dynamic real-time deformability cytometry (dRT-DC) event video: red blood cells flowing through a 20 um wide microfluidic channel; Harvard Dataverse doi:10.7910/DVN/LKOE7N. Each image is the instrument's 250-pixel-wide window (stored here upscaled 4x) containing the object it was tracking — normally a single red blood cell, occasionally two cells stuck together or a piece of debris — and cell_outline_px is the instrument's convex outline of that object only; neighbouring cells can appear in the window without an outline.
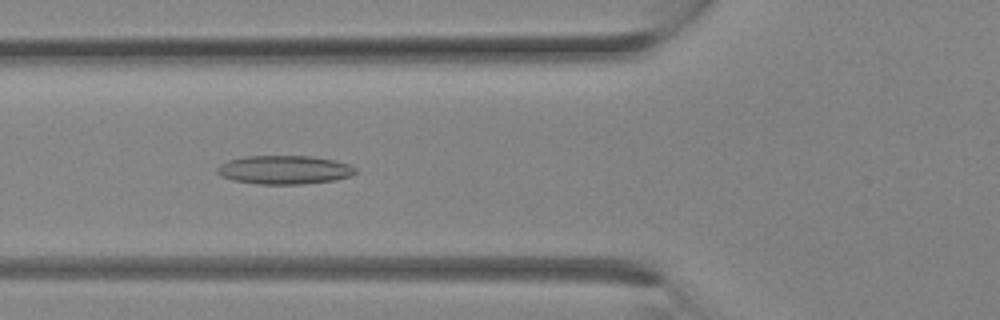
{"species": "Egyptian fruit bat (a non-hibernating species)", "species_latin": "Rousettus aegyptiacus", "temperature_condition": "room temperature", "stored_images_in_passage": 26, "camera_frame_rate_fps": 3000, "um_per_image_px": 0.085, "animal": {"sex": "female"}, "frame": {"image": 1, "passage_image": 8, "time_ms": 2.333, "image_size_px": [1000, 320], "cell_outline_px": [[356, 172], [352, 176], [336, 180], [304, 184], [256, 184], [232, 180], [220, 176], [216, 172], [216, 168], [220, 164], [228, 160], [244, 156], [312, 156], [336, 160], [348, 164], [356, 168]], "centroid_in_image_um": [24.16, 14.44], "position_along_channel_um": 101.6, "area_um2": 23.41}}
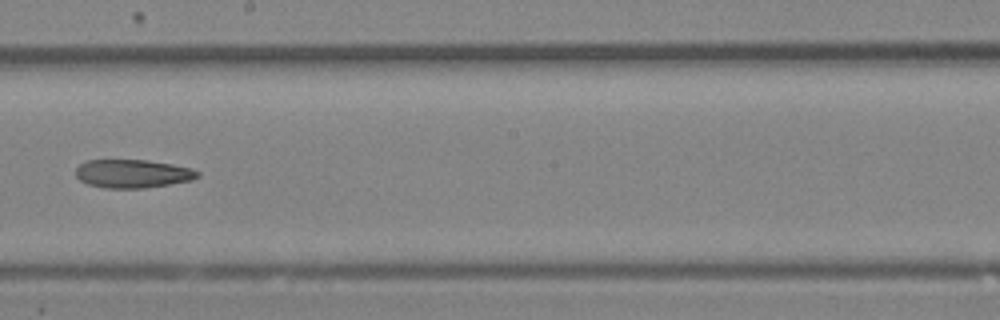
{"frame": {"image": 2, "passage_image": 14, "time_ms": 4.333, "image_size_px": [1000, 320], "cell_outline_px": [[200, 176], [192, 180], [144, 188], [104, 188], [88, 184], [80, 180], [76, 176], [76, 168], [80, 164], [88, 160], [148, 160], [172, 164], [192, 168], [200, 172]], "centroid_in_image_um": [11.29, 14.76], "position_along_channel_um": 236.9, "area_um2": 20.17}}
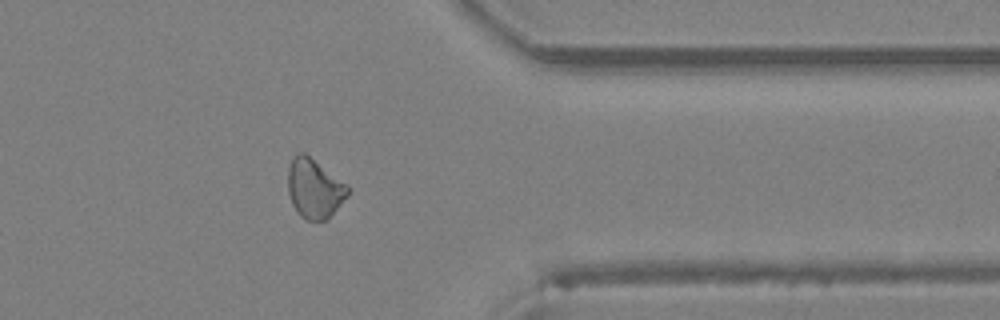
{"frame": {"image": 3, "passage_image": 21, "time_ms": 6.667, "image_size_px": [1000, 320], "cell_outline_px": [[348, 196], [324, 220], [304, 220], [296, 212], [292, 204], [288, 192], [288, 164], [292, 156], [300, 152], [304, 152], [348, 184]], "centroid_in_image_um": [26.69, 15.99], "position_along_channel_um": 384.7, "area_um2": 20.75}}